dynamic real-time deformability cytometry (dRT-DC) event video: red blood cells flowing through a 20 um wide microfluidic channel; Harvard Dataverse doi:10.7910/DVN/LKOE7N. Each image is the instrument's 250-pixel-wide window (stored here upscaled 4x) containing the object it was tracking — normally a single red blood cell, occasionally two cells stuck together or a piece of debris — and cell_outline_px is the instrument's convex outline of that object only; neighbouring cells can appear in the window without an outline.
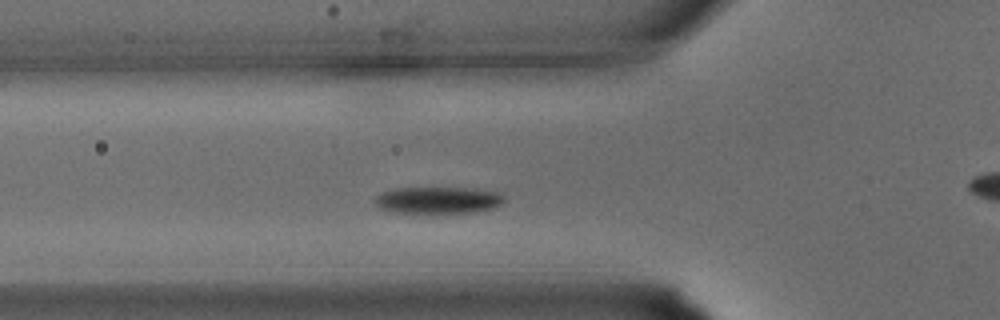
{"species": "common noctule bat (a hibernating species)", "species_latin": "Nyctalus noctula", "temperature_condition": "warm", "stored_images_in_passage": 26, "camera_frame_rate_fps": 3000, "um_per_image_px": 0.085, "animal": {"sex": "male", "body_mass_g": 15.6}, "frame": {"image": 1, "passage_image": 8, "time_ms": 2.333, "image_size_px": [1000, 320], "cell_outline_px": [[504, 200], [500, 204], [492, 208], [476, 212], [436, 216], [428, 216], [392, 212], [380, 208], [372, 200], [376, 196], [384, 192], [396, 188], [472, 188], [496, 192], [504, 196]], "centroid_in_image_um": [37.19, 17.07], "position_along_channel_um": 88.6, "area_um2": 21.21}}
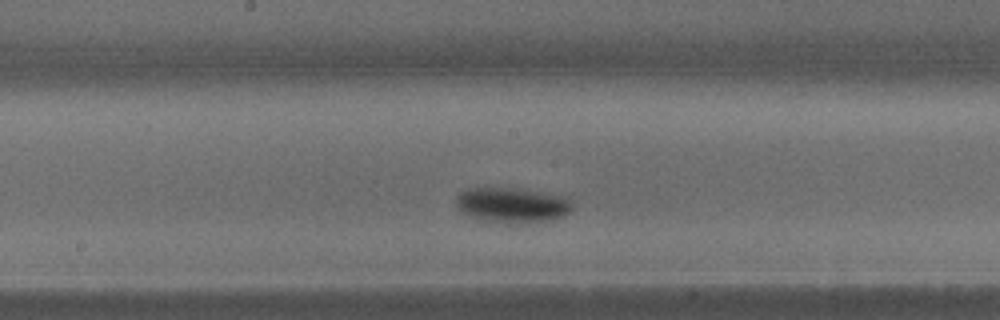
{"frame": {"image": 2, "passage_image": 14, "time_ms": 4.333, "image_size_px": [1000, 320], "cell_outline_px": [[572, 208], [564, 216], [552, 220], [508, 224], [504, 224], [476, 220], [460, 212], [456, 208], [456, 196], [460, 192], [468, 188], [484, 184], [568, 196], [572, 200]], "centroid_in_image_um": [43.45, 17.41], "position_along_channel_um": 204.8, "area_um2": 25.03}}
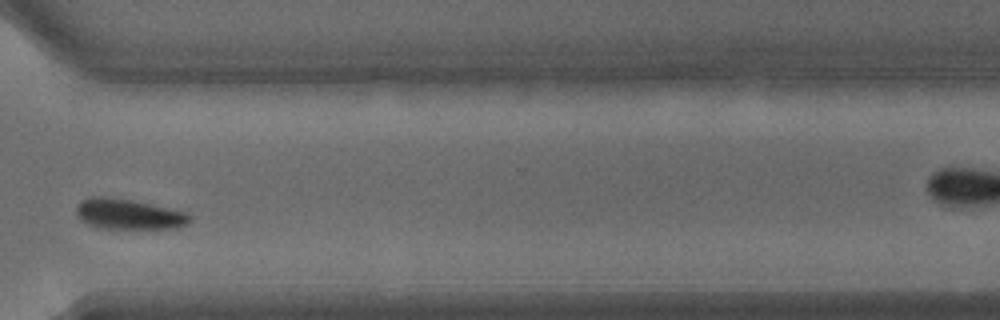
{"frame": {"image": 3, "passage_image": 22, "time_ms": 7.0, "image_size_px": [1000, 320], "cell_outline_px": [[192, 220], [188, 224], [180, 228], [108, 228], [88, 224], [76, 216], [76, 204], [80, 200], [92, 196], [100, 196], [132, 200], [188, 212], [192, 216]], "centroid_in_image_um": [10.97, 18.19], "position_along_channel_um": 359.6, "area_um2": 20.17}}